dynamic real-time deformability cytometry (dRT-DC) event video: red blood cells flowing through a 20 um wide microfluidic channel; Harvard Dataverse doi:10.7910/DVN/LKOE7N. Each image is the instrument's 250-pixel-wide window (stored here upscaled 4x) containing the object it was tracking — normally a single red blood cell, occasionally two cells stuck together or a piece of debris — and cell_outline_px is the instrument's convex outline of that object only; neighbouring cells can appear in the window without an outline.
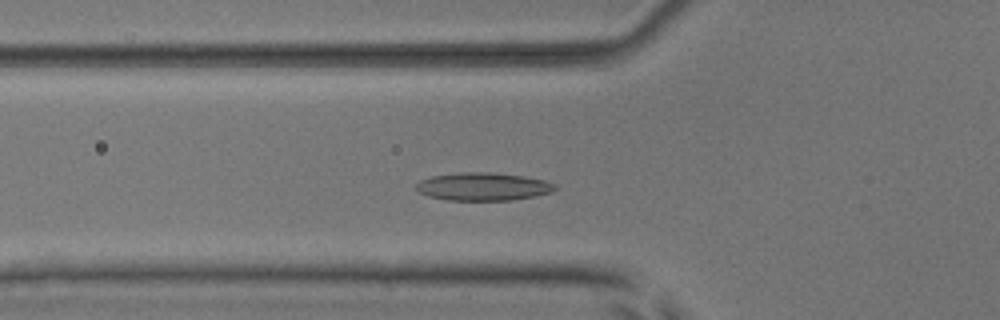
{"species": "common noctule bat (a hibernating species)", "species_latin": "Nyctalus noctula", "temperature_condition": "room temperature", "stored_images_in_passage": 50, "camera_frame_rate_fps": 3000, "um_per_image_px": 0.085, "animal": {"sex": "male", "body_mass_g": 17.9, "forearm_length_mm": 54.2}, "frame": {"image": 1, "passage_image": 16, "time_ms": 5.0, "image_size_px": [1000, 320], "cell_outline_px": [[560, 188], [552, 192], [536, 196], [512, 200], [448, 200], [428, 196], [420, 192], [416, 188], [416, 184], [420, 180], [432, 176], [460, 172], [492, 172], [524, 176], [544, 180], [556, 184]], "centroid_in_image_um": [41.11, 15.86], "position_along_channel_um": 84.7, "area_um2": 22.77}}
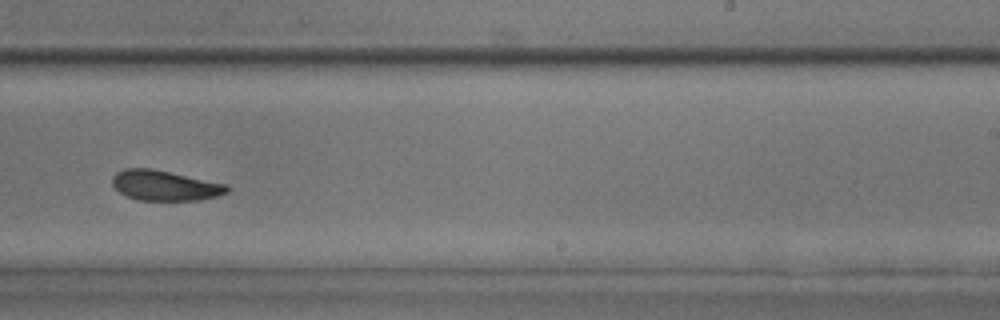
{"frame": {"image": 2, "passage_image": 31, "time_ms": 10.0, "image_size_px": [1000, 320], "cell_outline_px": [[228, 192], [216, 196], [196, 200], [140, 200], [128, 196], [120, 192], [112, 184], [112, 176], [116, 172], [124, 168], [148, 168], [228, 184]], "centroid_in_image_um": [13.99, 15.76], "position_along_channel_um": 275.0, "area_um2": 19.88}}
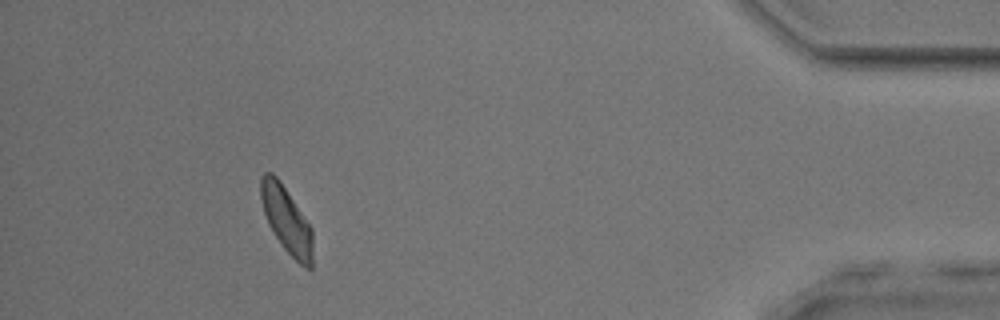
{"frame": {"image": 3, "passage_image": 46, "time_ms": 15.0, "image_size_px": [1000, 320], "cell_outline_px": [[312, 268], [304, 268], [284, 248], [268, 224], [260, 200], [260, 176], [264, 172], [272, 172], [280, 180], [312, 228]], "centroid_in_image_um": [24.34, 18.65], "position_along_channel_um": 410.9, "area_um2": 20.0}, "authors_computed_cell_mechanics": {"area_um2": 20.7791, "velocity_mm_per_s": 3.8175, "shape_relaxation_time_tau1_ms": 3.2347, "shape_relaxation_time_tau2_ms": 3.8813, "deformation_change_tau1": 0.0818, "deformation_change_tau2": 0.1005}}